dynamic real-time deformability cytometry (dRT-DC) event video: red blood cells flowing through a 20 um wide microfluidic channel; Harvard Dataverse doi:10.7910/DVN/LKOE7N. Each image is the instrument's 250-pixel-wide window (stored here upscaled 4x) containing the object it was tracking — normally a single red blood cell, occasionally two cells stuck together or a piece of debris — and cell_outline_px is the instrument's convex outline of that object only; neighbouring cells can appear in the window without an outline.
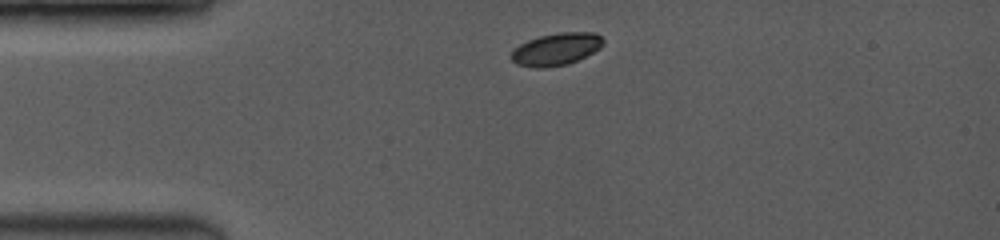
{"species": "common noctule bat (a hibernating species)", "species_latin": "Nyctalus noctula", "temperature_condition": "room temperature", "stored_images_in_passage": 5, "camera_frame_rate_fps": 3500, "um_per_image_px": 0.085, "animal": {"sex": "female", "body_mass_g": 19.0, "forearm_length_mm": 53.3}, "frame": {"image": 1, "passage_image": 1, "time_ms": 0.0, "image_size_px": [1000, 240], "cell_outline_px": [[604, 44], [600, 48], [568, 64], [540, 68], [532, 68], [516, 64], [512, 60], [512, 52], [520, 44], [528, 40], [540, 36], [560, 32], [592, 32], [600, 36], [604, 40]], "centroid_in_image_um": [47.27, 4.18], "position_along_channel_um": 37.7, "area_um2": 17.11}}
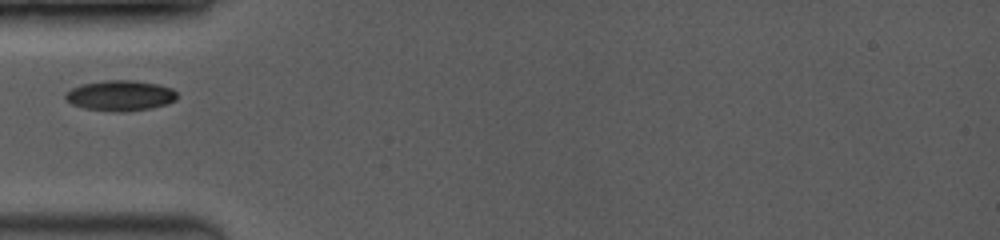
{"frame": {"image": 2, "passage_image": 3, "time_ms": 1.714, "image_size_px": [1000, 240], "cell_outline_px": [[176, 100], [168, 104], [152, 108], [128, 112], [112, 112], [84, 108], [72, 104], [64, 100], [64, 92], [80, 84], [108, 80], [132, 80], [156, 84], [172, 88], [176, 92]], "centroid_in_image_um": [10.19, 8.14], "position_along_channel_um": 74.8, "area_um2": 20.11}}
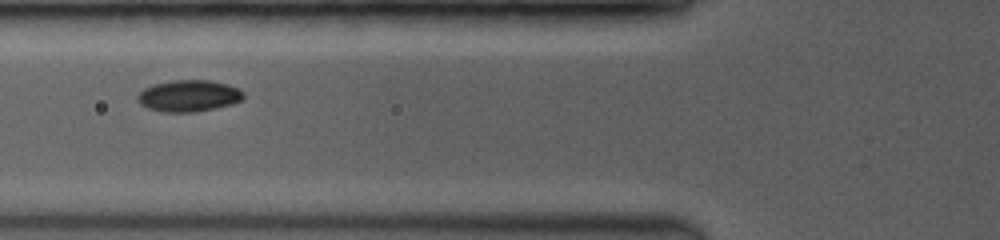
{"frame": {"image": 3, "passage_image": 4, "time_ms": 2.571, "image_size_px": [1000, 240], "cell_outline_px": [[244, 100], [232, 104], [216, 108], [196, 112], [164, 112], [148, 108], [140, 104], [136, 96], [144, 88], [152, 84], [172, 80], [212, 80], [228, 84], [244, 92]], "centroid_in_image_um": [16.06, 8.14], "position_along_channel_um": 109.7, "area_um2": 19.71}}